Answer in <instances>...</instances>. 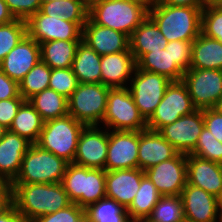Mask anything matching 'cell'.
Listing matches in <instances>:
<instances>
[{
  "label": "cell",
  "mask_w": 222,
  "mask_h": 222,
  "mask_svg": "<svg viewBox=\"0 0 222 222\" xmlns=\"http://www.w3.org/2000/svg\"><path fill=\"white\" fill-rule=\"evenodd\" d=\"M9 187L13 193V205L27 222L64 209L72 203L62 183H10Z\"/></svg>",
  "instance_id": "1"
},
{
  "label": "cell",
  "mask_w": 222,
  "mask_h": 222,
  "mask_svg": "<svg viewBox=\"0 0 222 222\" xmlns=\"http://www.w3.org/2000/svg\"><path fill=\"white\" fill-rule=\"evenodd\" d=\"M148 16L168 42L194 41L201 34L202 10L150 1Z\"/></svg>",
  "instance_id": "2"
},
{
  "label": "cell",
  "mask_w": 222,
  "mask_h": 222,
  "mask_svg": "<svg viewBox=\"0 0 222 222\" xmlns=\"http://www.w3.org/2000/svg\"><path fill=\"white\" fill-rule=\"evenodd\" d=\"M149 5L150 1L103 0L89 9L88 18L130 37L148 17Z\"/></svg>",
  "instance_id": "3"
},
{
  "label": "cell",
  "mask_w": 222,
  "mask_h": 222,
  "mask_svg": "<svg viewBox=\"0 0 222 222\" xmlns=\"http://www.w3.org/2000/svg\"><path fill=\"white\" fill-rule=\"evenodd\" d=\"M106 170L68 163L62 185L72 203L83 209L106 197Z\"/></svg>",
  "instance_id": "4"
},
{
  "label": "cell",
  "mask_w": 222,
  "mask_h": 222,
  "mask_svg": "<svg viewBox=\"0 0 222 222\" xmlns=\"http://www.w3.org/2000/svg\"><path fill=\"white\" fill-rule=\"evenodd\" d=\"M84 127V124L70 115L44 121L43 129L35 144L63 158L66 162L73 163L78 139Z\"/></svg>",
  "instance_id": "5"
},
{
  "label": "cell",
  "mask_w": 222,
  "mask_h": 222,
  "mask_svg": "<svg viewBox=\"0 0 222 222\" xmlns=\"http://www.w3.org/2000/svg\"><path fill=\"white\" fill-rule=\"evenodd\" d=\"M68 162L52 152L31 144L21 163L16 178L11 183H61Z\"/></svg>",
  "instance_id": "6"
},
{
  "label": "cell",
  "mask_w": 222,
  "mask_h": 222,
  "mask_svg": "<svg viewBox=\"0 0 222 222\" xmlns=\"http://www.w3.org/2000/svg\"><path fill=\"white\" fill-rule=\"evenodd\" d=\"M109 90L102 83H79L67 99L68 115L85 126H99L106 113Z\"/></svg>",
  "instance_id": "7"
},
{
  "label": "cell",
  "mask_w": 222,
  "mask_h": 222,
  "mask_svg": "<svg viewBox=\"0 0 222 222\" xmlns=\"http://www.w3.org/2000/svg\"><path fill=\"white\" fill-rule=\"evenodd\" d=\"M102 124L104 128L115 131H143L147 129V121L140 114L127 87L110 88Z\"/></svg>",
  "instance_id": "8"
},
{
  "label": "cell",
  "mask_w": 222,
  "mask_h": 222,
  "mask_svg": "<svg viewBox=\"0 0 222 222\" xmlns=\"http://www.w3.org/2000/svg\"><path fill=\"white\" fill-rule=\"evenodd\" d=\"M171 82L166 76L135 67L127 88L146 121L163 99L165 90Z\"/></svg>",
  "instance_id": "9"
},
{
  "label": "cell",
  "mask_w": 222,
  "mask_h": 222,
  "mask_svg": "<svg viewBox=\"0 0 222 222\" xmlns=\"http://www.w3.org/2000/svg\"><path fill=\"white\" fill-rule=\"evenodd\" d=\"M197 108L193 105L183 81H172L166 88L163 99L147 120V129L158 131L181 116L193 113Z\"/></svg>",
  "instance_id": "10"
},
{
  "label": "cell",
  "mask_w": 222,
  "mask_h": 222,
  "mask_svg": "<svg viewBox=\"0 0 222 222\" xmlns=\"http://www.w3.org/2000/svg\"><path fill=\"white\" fill-rule=\"evenodd\" d=\"M182 81L197 109L213 108L222 97V70L189 69Z\"/></svg>",
  "instance_id": "11"
},
{
  "label": "cell",
  "mask_w": 222,
  "mask_h": 222,
  "mask_svg": "<svg viewBox=\"0 0 222 222\" xmlns=\"http://www.w3.org/2000/svg\"><path fill=\"white\" fill-rule=\"evenodd\" d=\"M27 35L41 44L49 41H81L83 29L75 22L65 21L58 15L48 16L40 10L27 21Z\"/></svg>",
  "instance_id": "12"
},
{
  "label": "cell",
  "mask_w": 222,
  "mask_h": 222,
  "mask_svg": "<svg viewBox=\"0 0 222 222\" xmlns=\"http://www.w3.org/2000/svg\"><path fill=\"white\" fill-rule=\"evenodd\" d=\"M203 128V109H197L193 113L181 116L175 122L161 127L157 132L178 153L187 155L195 148Z\"/></svg>",
  "instance_id": "13"
},
{
  "label": "cell",
  "mask_w": 222,
  "mask_h": 222,
  "mask_svg": "<svg viewBox=\"0 0 222 222\" xmlns=\"http://www.w3.org/2000/svg\"><path fill=\"white\" fill-rule=\"evenodd\" d=\"M162 196L180 195L187 183L186 154L177 153L144 171Z\"/></svg>",
  "instance_id": "14"
},
{
  "label": "cell",
  "mask_w": 222,
  "mask_h": 222,
  "mask_svg": "<svg viewBox=\"0 0 222 222\" xmlns=\"http://www.w3.org/2000/svg\"><path fill=\"white\" fill-rule=\"evenodd\" d=\"M139 131L108 130L105 170L138 168Z\"/></svg>",
  "instance_id": "15"
},
{
  "label": "cell",
  "mask_w": 222,
  "mask_h": 222,
  "mask_svg": "<svg viewBox=\"0 0 222 222\" xmlns=\"http://www.w3.org/2000/svg\"><path fill=\"white\" fill-rule=\"evenodd\" d=\"M102 126H85L77 145L73 163L79 166L104 169L108 149V129ZM105 129V130H104Z\"/></svg>",
  "instance_id": "16"
},
{
  "label": "cell",
  "mask_w": 222,
  "mask_h": 222,
  "mask_svg": "<svg viewBox=\"0 0 222 222\" xmlns=\"http://www.w3.org/2000/svg\"><path fill=\"white\" fill-rule=\"evenodd\" d=\"M180 197L186 222H222L217 197L188 183Z\"/></svg>",
  "instance_id": "17"
},
{
  "label": "cell",
  "mask_w": 222,
  "mask_h": 222,
  "mask_svg": "<svg viewBox=\"0 0 222 222\" xmlns=\"http://www.w3.org/2000/svg\"><path fill=\"white\" fill-rule=\"evenodd\" d=\"M40 60V44L26 35L0 62V69L19 84Z\"/></svg>",
  "instance_id": "18"
},
{
  "label": "cell",
  "mask_w": 222,
  "mask_h": 222,
  "mask_svg": "<svg viewBox=\"0 0 222 222\" xmlns=\"http://www.w3.org/2000/svg\"><path fill=\"white\" fill-rule=\"evenodd\" d=\"M31 144L9 129L6 131L0 139V184H10L16 178Z\"/></svg>",
  "instance_id": "19"
},
{
  "label": "cell",
  "mask_w": 222,
  "mask_h": 222,
  "mask_svg": "<svg viewBox=\"0 0 222 222\" xmlns=\"http://www.w3.org/2000/svg\"><path fill=\"white\" fill-rule=\"evenodd\" d=\"M144 171L139 168L106 171V197L127 209L140 188Z\"/></svg>",
  "instance_id": "20"
},
{
  "label": "cell",
  "mask_w": 222,
  "mask_h": 222,
  "mask_svg": "<svg viewBox=\"0 0 222 222\" xmlns=\"http://www.w3.org/2000/svg\"><path fill=\"white\" fill-rule=\"evenodd\" d=\"M82 40L100 56L127 51L130 48L128 35L95 24L89 18L83 26Z\"/></svg>",
  "instance_id": "21"
},
{
  "label": "cell",
  "mask_w": 222,
  "mask_h": 222,
  "mask_svg": "<svg viewBox=\"0 0 222 222\" xmlns=\"http://www.w3.org/2000/svg\"><path fill=\"white\" fill-rule=\"evenodd\" d=\"M187 183L219 198L222 194V165L193 154L186 155Z\"/></svg>",
  "instance_id": "22"
},
{
  "label": "cell",
  "mask_w": 222,
  "mask_h": 222,
  "mask_svg": "<svg viewBox=\"0 0 222 222\" xmlns=\"http://www.w3.org/2000/svg\"><path fill=\"white\" fill-rule=\"evenodd\" d=\"M101 83L110 88H126L136 67L130 48L101 56Z\"/></svg>",
  "instance_id": "23"
},
{
  "label": "cell",
  "mask_w": 222,
  "mask_h": 222,
  "mask_svg": "<svg viewBox=\"0 0 222 222\" xmlns=\"http://www.w3.org/2000/svg\"><path fill=\"white\" fill-rule=\"evenodd\" d=\"M178 152L157 131H139L138 168L150 167L173 158Z\"/></svg>",
  "instance_id": "24"
},
{
  "label": "cell",
  "mask_w": 222,
  "mask_h": 222,
  "mask_svg": "<svg viewBox=\"0 0 222 222\" xmlns=\"http://www.w3.org/2000/svg\"><path fill=\"white\" fill-rule=\"evenodd\" d=\"M129 39L135 62L146 53L164 50L168 43L149 16L133 31Z\"/></svg>",
  "instance_id": "25"
},
{
  "label": "cell",
  "mask_w": 222,
  "mask_h": 222,
  "mask_svg": "<svg viewBox=\"0 0 222 222\" xmlns=\"http://www.w3.org/2000/svg\"><path fill=\"white\" fill-rule=\"evenodd\" d=\"M190 69L222 70V43L201 32L192 42Z\"/></svg>",
  "instance_id": "26"
},
{
  "label": "cell",
  "mask_w": 222,
  "mask_h": 222,
  "mask_svg": "<svg viewBox=\"0 0 222 222\" xmlns=\"http://www.w3.org/2000/svg\"><path fill=\"white\" fill-rule=\"evenodd\" d=\"M101 56L83 40L80 41L72 70L79 83H101Z\"/></svg>",
  "instance_id": "27"
},
{
  "label": "cell",
  "mask_w": 222,
  "mask_h": 222,
  "mask_svg": "<svg viewBox=\"0 0 222 222\" xmlns=\"http://www.w3.org/2000/svg\"><path fill=\"white\" fill-rule=\"evenodd\" d=\"M136 67L140 70L154 72L166 76L171 81H181L184 72L172 61L170 46L164 50H157L144 54L137 62Z\"/></svg>",
  "instance_id": "28"
},
{
  "label": "cell",
  "mask_w": 222,
  "mask_h": 222,
  "mask_svg": "<svg viewBox=\"0 0 222 222\" xmlns=\"http://www.w3.org/2000/svg\"><path fill=\"white\" fill-rule=\"evenodd\" d=\"M80 41H49L40 44L41 61L51 69L70 68Z\"/></svg>",
  "instance_id": "29"
},
{
  "label": "cell",
  "mask_w": 222,
  "mask_h": 222,
  "mask_svg": "<svg viewBox=\"0 0 222 222\" xmlns=\"http://www.w3.org/2000/svg\"><path fill=\"white\" fill-rule=\"evenodd\" d=\"M44 120L34 107L25 100L19 107L9 130L26 138L32 144L38 141Z\"/></svg>",
  "instance_id": "30"
},
{
  "label": "cell",
  "mask_w": 222,
  "mask_h": 222,
  "mask_svg": "<svg viewBox=\"0 0 222 222\" xmlns=\"http://www.w3.org/2000/svg\"><path fill=\"white\" fill-rule=\"evenodd\" d=\"M161 196L153 182L144 175L134 200L126 209L130 220L145 221Z\"/></svg>",
  "instance_id": "31"
},
{
  "label": "cell",
  "mask_w": 222,
  "mask_h": 222,
  "mask_svg": "<svg viewBox=\"0 0 222 222\" xmlns=\"http://www.w3.org/2000/svg\"><path fill=\"white\" fill-rule=\"evenodd\" d=\"M44 121L68 115L67 98L47 88L28 99Z\"/></svg>",
  "instance_id": "32"
},
{
  "label": "cell",
  "mask_w": 222,
  "mask_h": 222,
  "mask_svg": "<svg viewBox=\"0 0 222 222\" xmlns=\"http://www.w3.org/2000/svg\"><path fill=\"white\" fill-rule=\"evenodd\" d=\"M40 11L48 16L58 15L65 21L75 22L82 29L89 13L79 0H42Z\"/></svg>",
  "instance_id": "33"
},
{
  "label": "cell",
  "mask_w": 222,
  "mask_h": 222,
  "mask_svg": "<svg viewBox=\"0 0 222 222\" xmlns=\"http://www.w3.org/2000/svg\"><path fill=\"white\" fill-rule=\"evenodd\" d=\"M145 222H186L180 195L161 196Z\"/></svg>",
  "instance_id": "34"
},
{
  "label": "cell",
  "mask_w": 222,
  "mask_h": 222,
  "mask_svg": "<svg viewBox=\"0 0 222 222\" xmlns=\"http://www.w3.org/2000/svg\"><path fill=\"white\" fill-rule=\"evenodd\" d=\"M51 68L41 60L19 82V94L28 100L49 87Z\"/></svg>",
  "instance_id": "35"
},
{
  "label": "cell",
  "mask_w": 222,
  "mask_h": 222,
  "mask_svg": "<svg viewBox=\"0 0 222 222\" xmlns=\"http://www.w3.org/2000/svg\"><path fill=\"white\" fill-rule=\"evenodd\" d=\"M85 212L91 222H128L130 220L126 209L107 197L90 205Z\"/></svg>",
  "instance_id": "36"
},
{
  "label": "cell",
  "mask_w": 222,
  "mask_h": 222,
  "mask_svg": "<svg viewBox=\"0 0 222 222\" xmlns=\"http://www.w3.org/2000/svg\"><path fill=\"white\" fill-rule=\"evenodd\" d=\"M27 35L26 21L15 19L0 25V62Z\"/></svg>",
  "instance_id": "37"
},
{
  "label": "cell",
  "mask_w": 222,
  "mask_h": 222,
  "mask_svg": "<svg viewBox=\"0 0 222 222\" xmlns=\"http://www.w3.org/2000/svg\"><path fill=\"white\" fill-rule=\"evenodd\" d=\"M190 154L222 165V143L206 127L202 129L197 144Z\"/></svg>",
  "instance_id": "38"
},
{
  "label": "cell",
  "mask_w": 222,
  "mask_h": 222,
  "mask_svg": "<svg viewBox=\"0 0 222 222\" xmlns=\"http://www.w3.org/2000/svg\"><path fill=\"white\" fill-rule=\"evenodd\" d=\"M79 82L70 68H55L51 69L49 87L65 98H69L77 89Z\"/></svg>",
  "instance_id": "39"
},
{
  "label": "cell",
  "mask_w": 222,
  "mask_h": 222,
  "mask_svg": "<svg viewBox=\"0 0 222 222\" xmlns=\"http://www.w3.org/2000/svg\"><path fill=\"white\" fill-rule=\"evenodd\" d=\"M201 32L222 43V5H207L202 10Z\"/></svg>",
  "instance_id": "40"
},
{
  "label": "cell",
  "mask_w": 222,
  "mask_h": 222,
  "mask_svg": "<svg viewBox=\"0 0 222 222\" xmlns=\"http://www.w3.org/2000/svg\"><path fill=\"white\" fill-rule=\"evenodd\" d=\"M193 41H172L168 42L172 61L185 73L190 69Z\"/></svg>",
  "instance_id": "41"
},
{
  "label": "cell",
  "mask_w": 222,
  "mask_h": 222,
  "mask_svg": "<svg viewBox=\"0 0 222 222\" xmlns=\"http://www.w3.org/2000/svg\"><path fill=\"white\" fill-rule=\"evenodd\" d=\"M16 19L27 21L40 10L42 0H4Z\"/></svg>",
  "instance_id": "42"
},
{
  "label": "cell",
  "mask_w": 222,
  "mask_h": 222,
  "mask_svg": "<svg viewBox=\"0 0 222 222\" xmlns=\"http://www.w3.org/2000/svg\"><path fill=\"white\" fill-rule=\"evenodd\" d=\"M84 212L85 209L71 203L64 209L35 218L32 222H75Z\"/></svg>",
  "instance_id": "43"
},
{
  "label": "cell",
  "mask_w": 222,
  "mask_h": 222,
  "mask_svg": "<svg viewBox=\"0 0 222 222\" xmlns=\"http://www.w3.org/2000/svg\"><path fill=\"white\" fill-rule=\"evenodd\" d=\"M24 101L25 99L20 94L16 98L0 100V124L9 129Z\"/></svg>",
  "instance_id": "44"
},
{
  "label": "cell",
  "mask_w": 222,
  "mask_h": 222,
  "mask_svg": "<svg viewBox=\"0 0 222 222\" xmlns=\"http://www.w3.org/2000/svg\"><path fill=\"white\" fill-rule=\"evenodd\" d=\"M204 127L222 143V115L213 108L203 109Z\"/></svg>",
  "instance_id": "45"
},
{
  "label": "cell",
  "mask_w": 222,
  "mask_h": 222,
  "mask_svg": "<svg viewBox=\"0 0 222 222\" xmlns=\"http://www.w3.org/2000/svg\"><path fill=\"white\" fill-rule=\"evenodd\" d=\"M18 95H19L18 83L9 78L0 69V100L16 98Z\"/></svg>",
  "instance_id": "46"
},
{
  "label": "cell",
  "mask_w": 222,
  "mask_h": 222,
  "mask_svg": "<svg viewBox=\"0 0 222 222\" xmlns=\"http://www.w3.org/2000/svg\"><path fill=\"white\" fill-rule=\"evenodd\" d=\"M157 4H164L169 6H187L203 10L207 5V0H154Z\"/></svg>",
  "instance_id": "47"
},
{
  "label": "cell",
  "mask_w": 222,
  "mask_h": 222,
  "mask_svg": "<svg viewBox=\"0 0 222 222\" xmlns=\"http://www.w3.org/2000/svg\"><path fill=\"white\" fill-rule=\"evenodd\" d=\"M13 205V193L9 184H0V216Z\"/></svg>",
  "instance_id": "48"
},
{
  "label": "cell",
  "mask_w": 222,
  "mask_h": 222,
  "mask_svg": "<svg viewBox=\"0 0 222 222\" xmlns=\"http://www.w3.org/2000/svg\"><path fill=\"white\" fill-rule=\"evenodd\" d=\"M0 222H27L12 205L6 212L0 216Z\"/></svg>",
  "instance_id": "49"
},
{
  "label": "cell",
  "mask_w": 222,
  "mask_h": 222,
  "mask_svg": "<svg viewBox=\"0 0 222 222\" xmlns=\"http://www.w3.org/2000/svg\"><path fill=\"white\" fill-rule=\"evenodd\" d=\"M16 18L10 12L8 5L4 0H0V25L9 23Z\"/></svg>",
  "instance_id": "50"
},
{
  "label": "cell",
  "mask_w": 222,
  "mask_h": 222,
  "mask_svg": "<svg viewBox=\"0 0 222 222\" xmlns=\"http://www.w3.org/2000/svg\"><path fill=\"white\" fill-rule=\"evenodd\" d=\"M88 10L103 0H79Z\"/></svg>",
  "instance_id": "51"
},
{
  "label": "cell",
  "mask_w": 222,
  "mask_h": 222,
  "mask_svg": "<svg viewBox=\"0 0 222 222\" xmlns=\"http://www.w3.org/2000/svg\"><path fill=\"white\" fill-rule=\"evenodd\" d=\"M75 222H91L88 214L84 212Z\"/></svg>",
  "instance_id": "52"
},
{
  "label": "cell",
  "mask_w": 222,
  "mask_h": 222,
  "mask_svg": "<svg viewBox=\"0 0 222 222\" xmlns=\"http://www.w3.org/2000/svg\"><path fill=\"white\" fill-rule=\"evenodd\" d=\"M213 109L222 115V97L217 101Z\"/></svg>",
  "instance_id": "53"
},
{
  "label": "cell",
  "mask_w": 222,
  "mask_h": 222,
  "mask_svg": "<svg viewBox=\"0 0 222 222\" xmlns=\"http://www.w3.org/2000/svg\"><path fill=\"white\" fill-rule=\"evenodd\" d=\"M8 128H6L4 125L0 124V139L3 138Z\"/></svg>",
  "instance_id": "54"
},
{
  "label": "cell",
  "mask_w": 222,
  "mask_h": 222,
  "mask_svg": "<svg viewBox=\"0 0 222 222\" xmlns=\"http://www.w3.org/2000/svg\"><path fill=\"white\" fill-rule=\"evenodd\" d=\"M208 5H222V0H207Z\"/></svg>",
  "instance_id": "55"
},
{
  "label": "cell",
  "mask_w": 222,
  "mask_h": 222,
  "mask_svg": "<svg viewBox=\"0 0 222 222\" xmlns=\"http://www.w3.org/2000/svg\"><path fill=\"white\" fill-rule=\"evenodd\" d=\"M218 203H219V214H220V218L222 220V194L218 198Z\"/></svg>",
  "instance_id": "56"
},
{
  "label": "cell",
  "mask_w": 222,
  "mask_h": 222,
  "mask_svg": "<svg viewBox=\"0 0 222 222\" xmlns=\"http://www.w3.org/2000/svg\"><path fill=\"white\" fill-rule=\"evenodd\" d=\"M128 222H145L143 220H129Z\"/></svg>",
  "instance_id": "57"
},
{
  "label": "cell",
  "mask_w": 222,
  "mask_h": 222,
  "mask_svg": "<svg viewBox=\"0 0 222 222\" xmlns=\"http://www.w3.org/2000/svg\"><path fill=\"white\" fill-rule=\"evenodd\" d=\"M132 1H151V0H132Z\"/></svg>",
  "instance_id": "58"
}]
</instances>
